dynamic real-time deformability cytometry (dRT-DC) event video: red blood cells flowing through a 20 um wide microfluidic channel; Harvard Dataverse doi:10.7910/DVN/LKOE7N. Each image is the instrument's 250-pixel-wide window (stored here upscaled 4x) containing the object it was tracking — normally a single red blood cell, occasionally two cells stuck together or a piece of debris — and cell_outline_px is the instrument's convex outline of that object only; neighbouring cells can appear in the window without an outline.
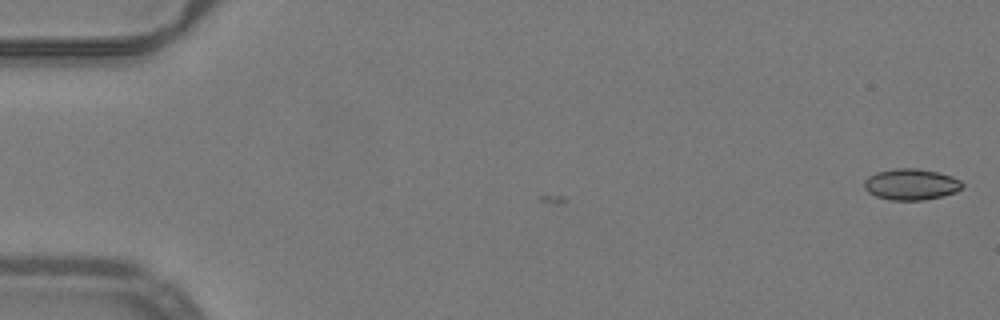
{"species": "common noctule bat (a hibernating species)", "species_latin": "Nyctalus noctula", "temperature_condition": "warm", "stored_images_in_passage": 4, "camera_frame_rate_fps": 3000, "um_per_image_px": 0.085, "animal": {"sex": "male", "body_mass_g": 19.2, "forearm_length_mm": 51.8}, "frame": {"image": 1, "passage_image": 1, "time_ms": 0.0, "image_size_px": [1000, 320], "cell_outline_px": [[964, 188], [956, 192], [924, 200], [892, 200], [876, 196], [868, 192], [864, 188], [864, 180], [868, 176], [876, 172], [892, 168], [916, 168], [936, 172], [952, 176], [960, 180], [964, 184]], "centroid_in_image_um": [77.44, 15.66], "position_along_channel_um": 7.6, "area_um2": 17.92}}